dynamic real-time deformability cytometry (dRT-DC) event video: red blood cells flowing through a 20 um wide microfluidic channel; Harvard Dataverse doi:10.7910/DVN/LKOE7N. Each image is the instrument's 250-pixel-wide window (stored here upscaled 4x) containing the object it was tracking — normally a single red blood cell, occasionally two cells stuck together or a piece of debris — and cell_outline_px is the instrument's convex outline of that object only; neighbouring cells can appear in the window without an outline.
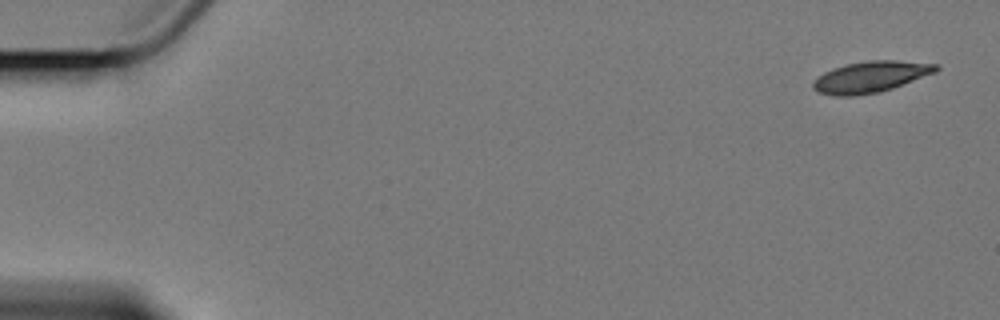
{"species": "Egyptian fruit bat (a non-hibernating species)", "species_latin": "Rousettus aegyptiacus", "temperature_condition": "cold", "stored_images_in_passage": 5, "camera_frame_rate_fps": 3000, "um_per_image_px": 0.085, "animal": {"sex": "female"}, "frame": {"image": 1, "passage_image": 1, "time_ms": 0.0, "image_size_px": [1000, 320], "cell_outline_px": [[940, 68], [936, 72], [892, 88], [880, 92], [856, 96], [832, 96], [816, 92], [812, 88], [812, 80], [824, 72], [832, 68], [848, 64], [868, 60], [896, 60], [940, 64]], "centroid_in_image_um": [73.97, 6.54], "position_along_channel_um": 11.0, "area_um2": 22.6}}
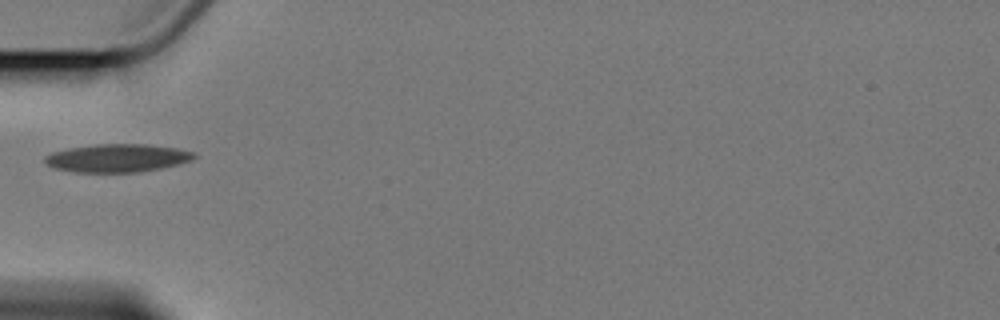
{"frame": {"image": 2, "passage_image": 5, "time_ms": 6.0, "image_size_px": [1000, 320], "cell_outline_px": [[196, 156], [192, 160], [180, 164], [140, 172], [72, 172], [52, 168], [44, 164], [44, 156], [52, 152], [68, 148], [96, 144], [148, 144], [176, 148], [196, 152]], "centroid_in_image_um": [9.94, 13.43], "position_along_channel_um": 75.1, "area_um2": 24.74}}